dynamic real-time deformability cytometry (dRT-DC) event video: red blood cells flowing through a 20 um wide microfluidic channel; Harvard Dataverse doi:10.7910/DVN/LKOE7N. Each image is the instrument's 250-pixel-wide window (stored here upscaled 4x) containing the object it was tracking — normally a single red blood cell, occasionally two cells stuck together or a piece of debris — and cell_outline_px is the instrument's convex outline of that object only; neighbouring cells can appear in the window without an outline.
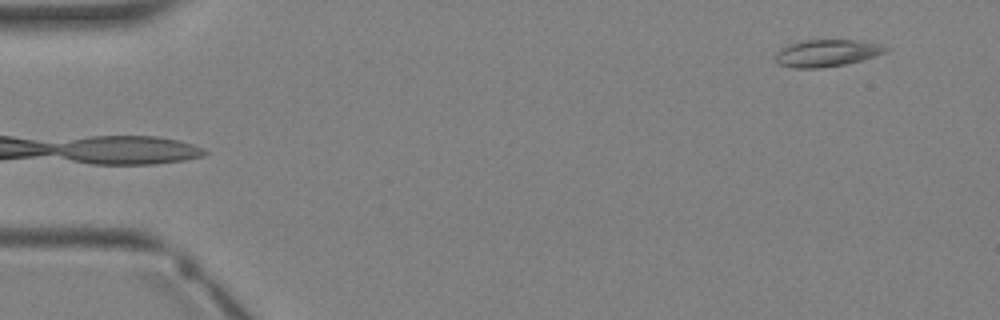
{"species": "Egyptian fruit bat (a non-hibernating species)", "species_latin": "Rousettus aegyptiacus", "temperature_condition": "warm", "stored_images_in_passage": 2, "camera_frame_rate_fps": 3000, "um_per_image_px": 0.085, "animal": {"sex": "female"}, "frame": {"image": 1, "passage_image": 2, "time_ms": 1.333, "image_size_px": [1000, 320], "cell_outline_px": [[892, 48], [888, 52], [860, 60], [844, 64], [820, 68], [792, 68], [780, 64], [776, 60], [776, 52], [780, 48], [804, 40], [856, 40], [880, 44]], "centroid_in_image_um": [70.31, 4.51], "position_along_channel_um": 14.7, "area_um2": 17.28}}